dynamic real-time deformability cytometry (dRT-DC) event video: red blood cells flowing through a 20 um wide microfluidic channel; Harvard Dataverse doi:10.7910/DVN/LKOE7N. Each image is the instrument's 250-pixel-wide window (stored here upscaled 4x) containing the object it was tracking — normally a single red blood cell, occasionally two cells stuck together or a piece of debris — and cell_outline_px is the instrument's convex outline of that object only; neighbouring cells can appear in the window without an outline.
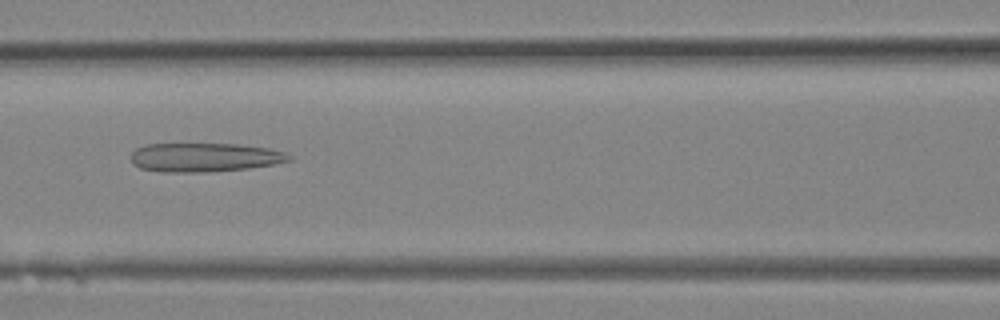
{"species": "Egyptian fruit bat (a non-hibernating species)", "species_latin": "Rousettus aegyptiacus", "temperature_condition": "room temperature", "stored_images_in_passage": 26, "camera_frame_rate_fps": 3000, "um_per_image_px": 0.085, "animal": {"sex": "female"}, "frame": {"image": 1, "passage_image": 9, "time_ms": 2.667, "image_size_px": [1000, 320], "cell_outline_px": [[292, 160], [272, 164], [248, 168], [208, 172], [164, 172], [140, 168], [132, 164], [132, 152], [136, 148], [144, 144], [240, 144], [268, 148], [284, 152], [292, 156]], "centroid_in_image_um": [17.37, 13.37], "position_along_channel_um": 149.2, "area_um2": 26.65}}
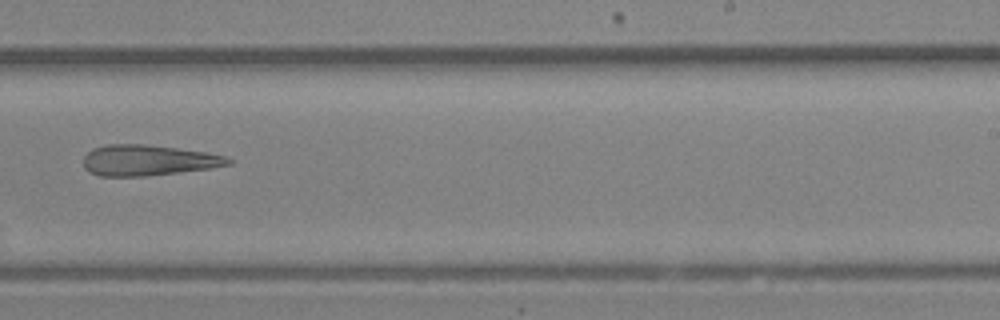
{"frame": {"image": 2, "passage_image": 15, "time_ms": 4.667, "image_size_px": [1000, 320], "cell_outline_px": [[232, 164], [212, 168], [144, 176], [100, 176], [88, 172], [84, 168], [84, 156], [92, 148], [104, 144], [144, 144], [176, 148], [204, 152], [224, 156], [232, 160]], "centroid_in_image_um": [12.54, 13.62], "position_along_channel_um": 276.5, "area_um2": 25.89}}
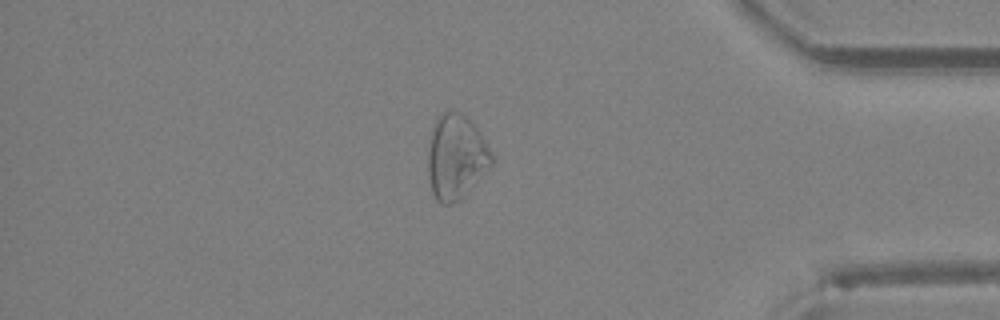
{"frame": {"image": 3, "passage_image": 22, "time_ms": 7.0, "image_size_px": [1000, 320], "cell_outline_px": [[496, 160], [452, 204], [440, 204], [436, 200], [432, 192], [428, 176], [428, 148], [432, 128], [436, 120], [444, 112], [460, 112], [480, 132], [492, 152]], "centroid_in_image_um": [38.74, 13.33], "position_along_channel_um": 396.5, "area_um2": 30.69}}